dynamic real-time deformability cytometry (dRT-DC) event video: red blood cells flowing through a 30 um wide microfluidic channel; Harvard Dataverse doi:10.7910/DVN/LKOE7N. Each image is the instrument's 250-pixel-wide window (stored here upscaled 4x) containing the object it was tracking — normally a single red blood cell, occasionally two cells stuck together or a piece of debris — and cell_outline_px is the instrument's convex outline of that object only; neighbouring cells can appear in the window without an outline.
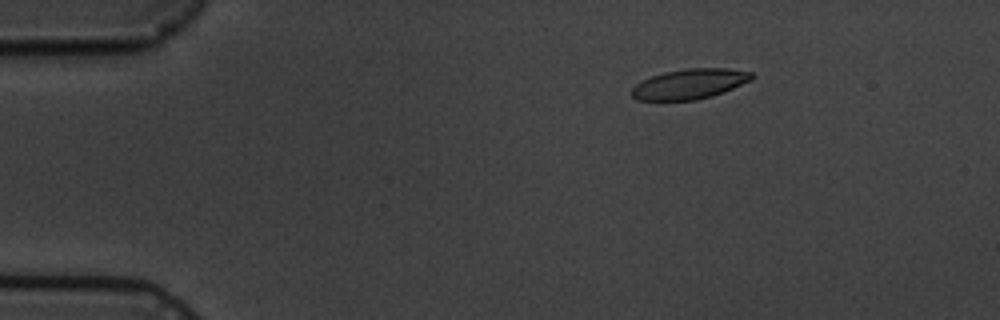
{"species": "common noctule bat (a hibernating species)", "species_latin": "Nyctalus noctula", "temperature_condition": "cold", "stored_images_in_passage": 5, "camera_frame_rate_fps": 3000, "um_per_image_px": 0.085, "animal": {"sex": "male", "body_mass_g": 19.5, "forearm_length_mm": 54.6}, "frame": {"image": 1, "passage_image": 3, "time_ms": 2.333, "image_size_px": [1000, 320], "cell_outline_px": [[756, 76], [752, 80], [724, 92], [712, 96], [696, 100], [636, 100], [632, 96], [632, 88], [636, 84], [652, 76], [664, 72], [684, 68], [728, 68], [752, 72]], "centroid_in_image_um": [58.67, 7.13], "position_along_channel_um": 26.3, "area_um2": 21.15}}